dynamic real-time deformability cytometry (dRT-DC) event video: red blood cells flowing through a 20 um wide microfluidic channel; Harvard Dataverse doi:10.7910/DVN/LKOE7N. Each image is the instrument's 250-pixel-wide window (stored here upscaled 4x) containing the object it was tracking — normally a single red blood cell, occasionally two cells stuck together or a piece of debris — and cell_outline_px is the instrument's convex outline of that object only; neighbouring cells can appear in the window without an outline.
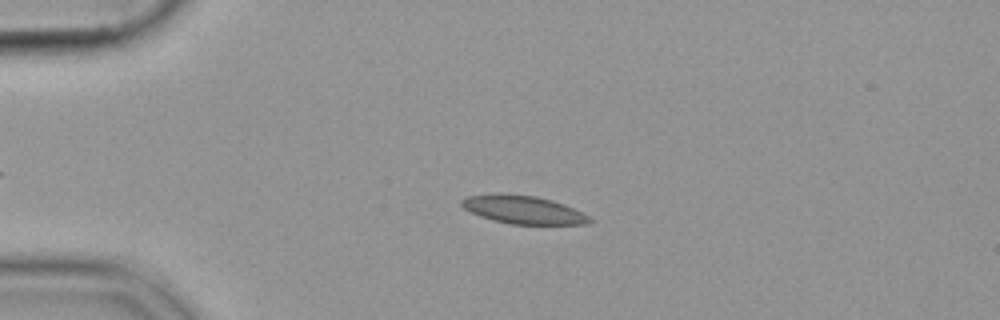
{"species": "common noctule bat (a hibernating species)", "species_latin": "Nyctalus noctula", "temperature_condition": "cold", "stored_images_in_passage": 43, "camera_frame_rate_fps": 3000, "um_per_image_px": 0.085, "animal": {"sex": "female", "body_mass_g": 19.9}, "frame": {"image": 1, "passage_image": 13, "time_ms": 4.0, "image_size_px": [1000, 320], "cell_outline_px": [[592, 220], [588, 224], [512, 224], [480, 216], [464, 208], [460, 204], [460, 200], [468, 196], [496, 192], [536, 196], [552, 200], [564, 204], [588, 216]], "centroid_in_image_um": [44.43, 17.8], "position_along_channel_um": 40.6, "area_um2": 20.87}}
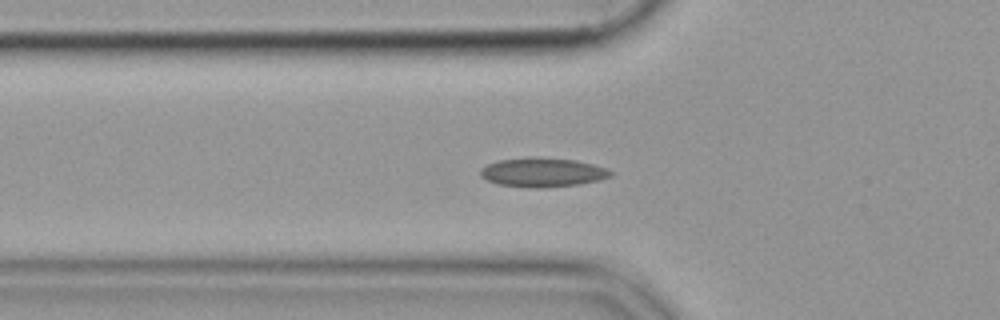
{"frame": {"image": 2, "passage_image": 19, "time_ms": 6.0, "image_size_px": [1000, 320], "cell_outline_px": [[612, 176], [580, 184], [544, 188], [536, 188], [496, 184], [480, 176], [480, 168], [488, 164], [500, 160], [528, 156], [540, 156], [576, 160], [592, 164], [604, 168], [612, 172]], "centroid_in_image_um": [46.08, 14.63], "position_along_channel_um": 79.7, "area_um2": 22.25}}
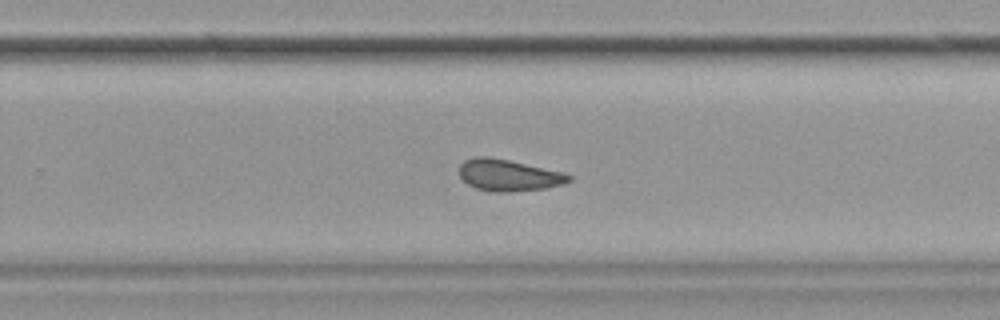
{"frame": {"image": 3, "passage_image": 36, "time_ms": 11.667, "image_size_px": [1000, 320], "cell_outline_px": [[572, 180], [564, 184], [544, 188], [508, 192], [496, 192], [476, 188], [468, 184], [460, 176], [460, 164], [464, 160], [476, 156], [488, 156], [508, 160], [564, 172], [572, 176]], "centroid_in_image_um": [43.24, 14.89], "position_along_channel_um": 286.6, "area_um2": 20.11}}